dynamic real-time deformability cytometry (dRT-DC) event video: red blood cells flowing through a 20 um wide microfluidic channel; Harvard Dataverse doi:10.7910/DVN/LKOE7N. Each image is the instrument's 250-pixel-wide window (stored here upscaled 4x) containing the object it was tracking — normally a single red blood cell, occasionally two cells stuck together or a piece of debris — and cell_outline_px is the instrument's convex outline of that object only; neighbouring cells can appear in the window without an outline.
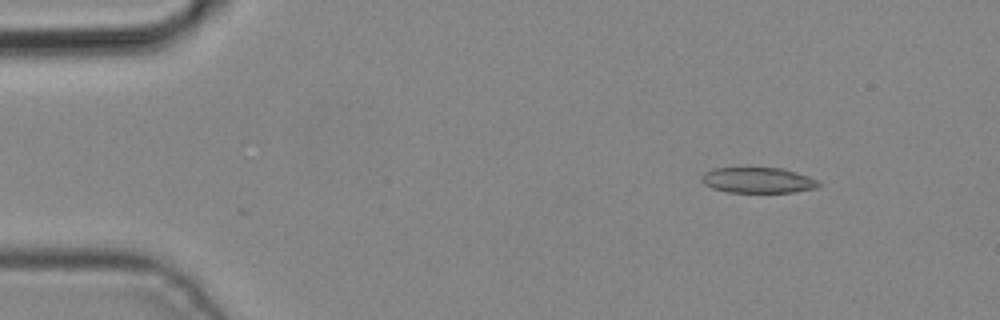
{"species": "common noctule bat (a hibernating species)", "species_latin": "Nyctalus noctula", "temperature_condition": "cold", "stored_images_in_passage": 3, "camera_frame_rate_fps": 3000, "um_per_image_px": 0.085, "animal": {"sex": "male", "body_mass_g": 19.2, "forearm_length_mm": 51.8}, "frame": {"image": 1, "passage_image": 1, "time_ms": 0.0, "image_size_px": [1000, 320], "cell_outline_px": [[820, 184], [816, 188], [792, 192], [728, 192], [712, 188], [704, 184], [700, 180], [700, 176], [704, 172], [712, 168], [784, 168], [808, 176], [816, 180]], "centroid_in_image_um": [64.37, 15.31], "position_along_channel_um": 20.6, "area_um2": 17.46}}